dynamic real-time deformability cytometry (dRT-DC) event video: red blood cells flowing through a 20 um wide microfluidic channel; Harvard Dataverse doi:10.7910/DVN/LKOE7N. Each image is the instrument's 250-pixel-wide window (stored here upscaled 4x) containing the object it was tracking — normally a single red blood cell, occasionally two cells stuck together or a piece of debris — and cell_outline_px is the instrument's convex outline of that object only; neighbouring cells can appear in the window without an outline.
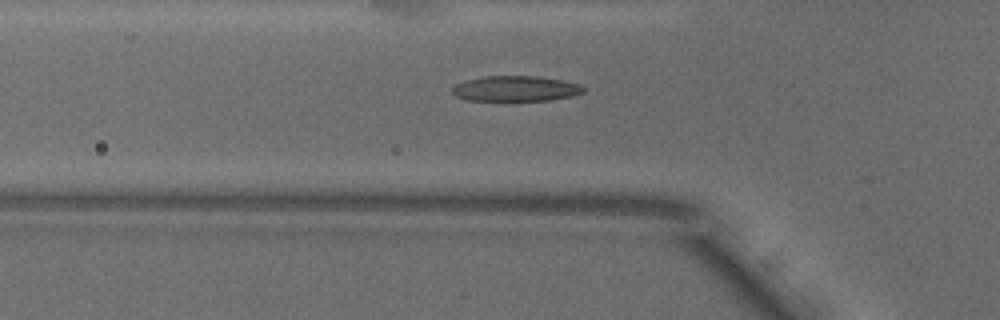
{"species": "common noctule bat (a hibernating species)", "species_latin": "Nyctalus noctula", "temperature_condition": "warm", "stored_images_in_passage": 33, "camera_frame_rate_fps": 3000, "um_per_image_px": 0.085, "animal": {"sex": "male", "body_mass_g": 18.8}, "frame": {"image": 1, "passage_image": 2, "time_ms": 0.333, "image_size_px": [1000, 320], "cell_outline_px": [[584, 92], [572, 96], [548, 100], [508, 104], [468, 100], [456, 96], [452, 92], [452, 88], [456, 84], [464, 80], [484, 76], [536, 76], [560, 80], [580, 84], [584, 88]], "centroid_in_image_um": [43.77, 7.59], "position_along_channel_um": 82.0, "area_um2": 20.4}}
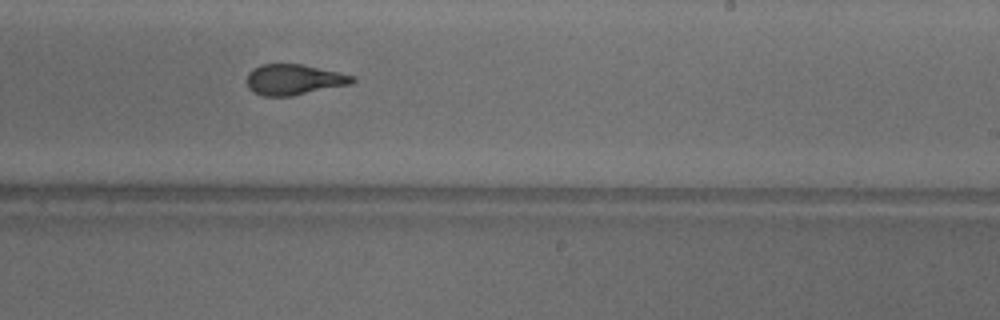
{"frame": {"image": 2, "passage_image": 16, "time_ms": 5.0, "image_size_px": [1000, 320], "cell_outline_px": [[356, 80], [352, 84], [292, 96], [264, 96], [252, 92], [248, 88], [248, 72], [252, 68], [260, 64], [300, 64], [340, 72], [352, 76]], "centroid_in_image_um": [24.97, 6.77], "position_along_channel_um": 264.0, "area_um2": 18.9}}
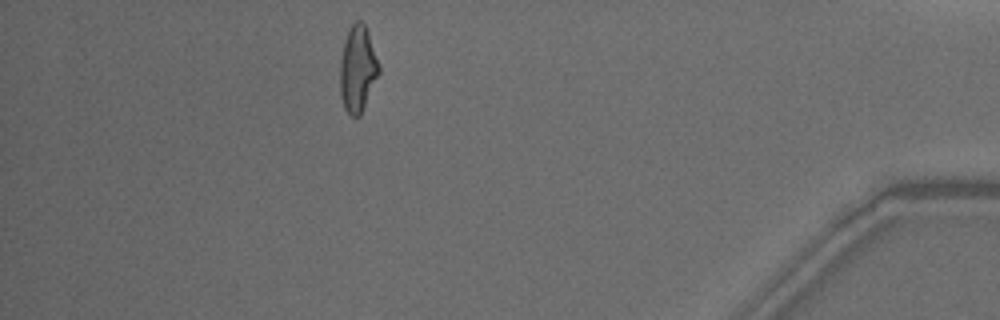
{"frame": {"image": 3, "passage_image": 31, "time_ms": 10.0, "image_size_px": [1000, 320], "cell_outline_px": [[380, 72], [360, 116], [352, 116], [344, 108], [340, 96], [340, 60], [344, 40], [348, 28], [356, 20], [360, 20], [364, 24], [380, 64]], "centroid_in_image_um": [30.39, 5.85], "position_along_channel_um": 404.8, "area_um2": 19.59}}